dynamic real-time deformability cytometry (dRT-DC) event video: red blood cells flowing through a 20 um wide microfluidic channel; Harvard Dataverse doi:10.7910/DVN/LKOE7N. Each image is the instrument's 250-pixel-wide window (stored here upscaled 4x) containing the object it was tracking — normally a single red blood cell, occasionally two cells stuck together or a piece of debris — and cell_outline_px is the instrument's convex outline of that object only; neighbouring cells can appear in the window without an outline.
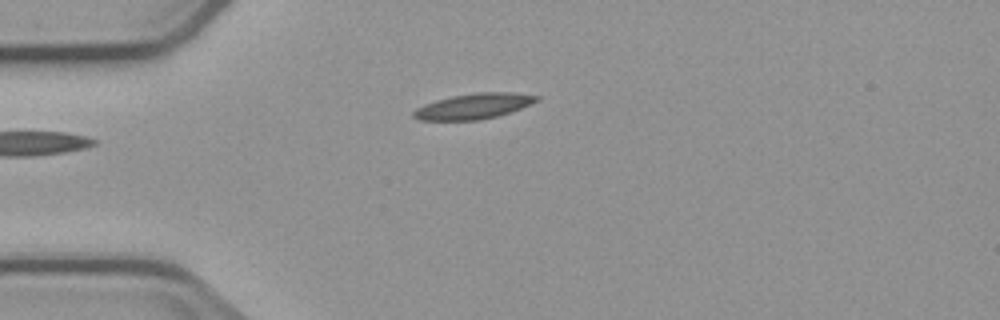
{"species": "common noctule bat (a hibernating species)", "species_latin": "Nyctalus noctula", "temperature_condition": "cold", "stored_images_in_passage": 4, "camera_frame_rate_fps": 3000, "um_per_image_px": 0.085, "animal": {"sex": "male", "body_mass_g": 23.1, "forearm_length_mm": 52.7}, "frame": {"image": 1, "passage_image": 4, "time_ms": 3.667, "image_size_px": [1000, 320], "cell_outline_px": [[540, 100], [520, 108], [496, 116], [476, 120], [420, 120], [412, 116], [412, 112], [416, 108], [424, 104], [436, 100], [452, 96], [476, 92], [512, 92], [540, 96]], "centroid_in_image_um": [40.24, 9.01], "position_along_channel_um": 44.8, "area_um2": 18.15}}